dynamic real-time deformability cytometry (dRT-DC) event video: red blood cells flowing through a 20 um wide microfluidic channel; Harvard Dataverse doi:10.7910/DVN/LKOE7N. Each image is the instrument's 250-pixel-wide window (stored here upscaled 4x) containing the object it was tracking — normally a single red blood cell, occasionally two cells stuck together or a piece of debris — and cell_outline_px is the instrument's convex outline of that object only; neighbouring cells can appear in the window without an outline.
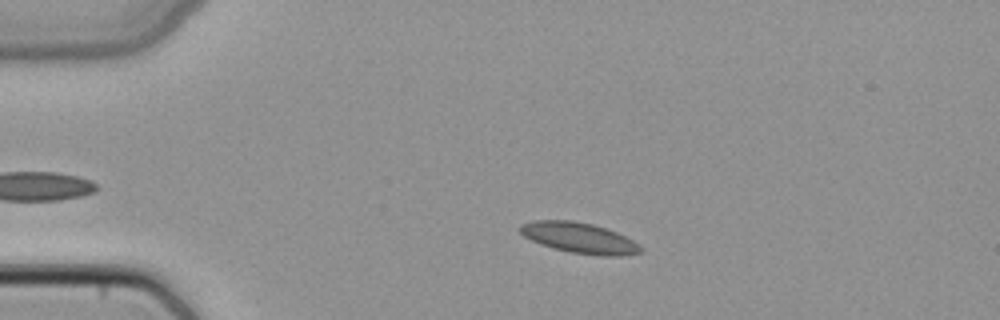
{"species": "common noctule bat (a hibernating species)", "species_latin": "Nyctalus noctula", "temperature_condition": "cold", "stored_images_in_passage": 3, "camera_frame_rate_fps": 3000, "um_per_image_px": 0.085, "animal": {"sex": "female", "body_mass_g": 22.7, "forearm_length_mm": 54.2}, "frame": {"image": 1, "passage_image": 2, "time_ms": 0.333, "image_size_px": [1000, 320], "cell_outline_px": [[644, 248], [640, 252], [620, 256], [604, 256], [572, 252], [540, 244], [524, 236], [516, 228], [520, 224], [532, 220], [572, 220], [592, 224], [616, 232], [640, 244]], "centroid_in_image_um": [49.21, 20.2], "position_along_channel_um": 35.8, "area_um2": 21.39}}